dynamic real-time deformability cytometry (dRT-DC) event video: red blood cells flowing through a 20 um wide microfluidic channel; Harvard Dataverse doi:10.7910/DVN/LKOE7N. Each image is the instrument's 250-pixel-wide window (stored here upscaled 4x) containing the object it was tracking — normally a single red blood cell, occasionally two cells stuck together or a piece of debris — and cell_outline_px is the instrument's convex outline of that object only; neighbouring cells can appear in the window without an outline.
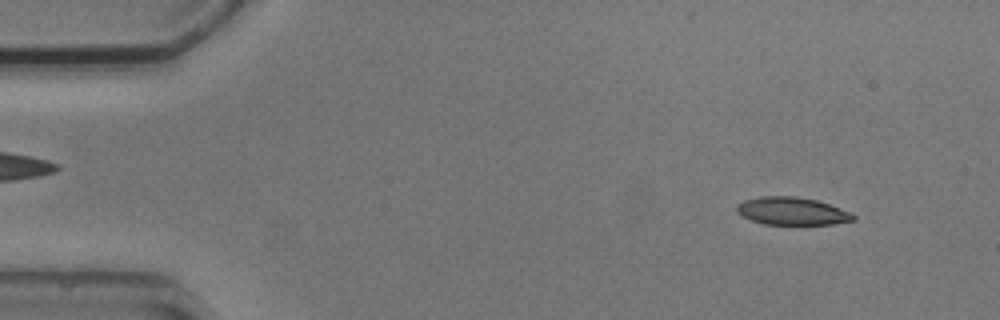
{"species": "common noctule bat (a hibernating species)", "species_latin": "Nyctalus noctula", "temperature_condition": "cold", "stored_images_in_passage": 5, "camera_frame_rate_fps": 3000, "um_per_image_px": 0.085, "animal": {"sex": "male", "body_mass_g": 20.5, "forearm_length_mm": 52.5}, "frame": {"image": 1, "passage_image": 1, "time_ms": 0.0, "image_size_px": [1000, 320], "cell_outline_px": [[856, 220], [832, 224], [764, 224], [752, 220], [736, 212], [736, 204], [744, 200], [760, 196], [796, 196], [816, 200], [852, 212], [856, 216]], "centroid_in_image_um": [67.33, 17.94], "position_along_channel_um": 17.7, "area_um2": 18.84}}
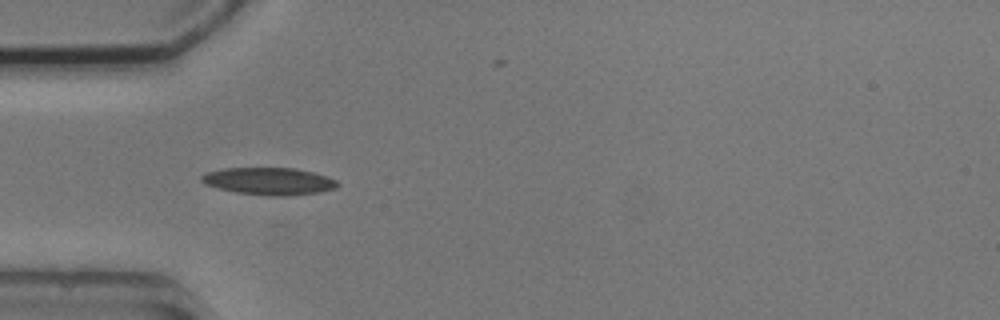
{"frame": {"image": 2, "passage_image": 4, "time_ms": 3.667, "image_size_px": [1000, 320], "cell_outline_px": [[340, 184], [336, 188], [320, 192], [288, 196], [272, 196], [236, 192], [204, 184], [200, 180], [200, 176], [204, 172], [224, 168], [296, 168], [328, 176], [336, 180]], "centroid_in_image_um": [22.87, 15.39], "position_along_channel_um": 62.1, "area_um2": 21.73}}